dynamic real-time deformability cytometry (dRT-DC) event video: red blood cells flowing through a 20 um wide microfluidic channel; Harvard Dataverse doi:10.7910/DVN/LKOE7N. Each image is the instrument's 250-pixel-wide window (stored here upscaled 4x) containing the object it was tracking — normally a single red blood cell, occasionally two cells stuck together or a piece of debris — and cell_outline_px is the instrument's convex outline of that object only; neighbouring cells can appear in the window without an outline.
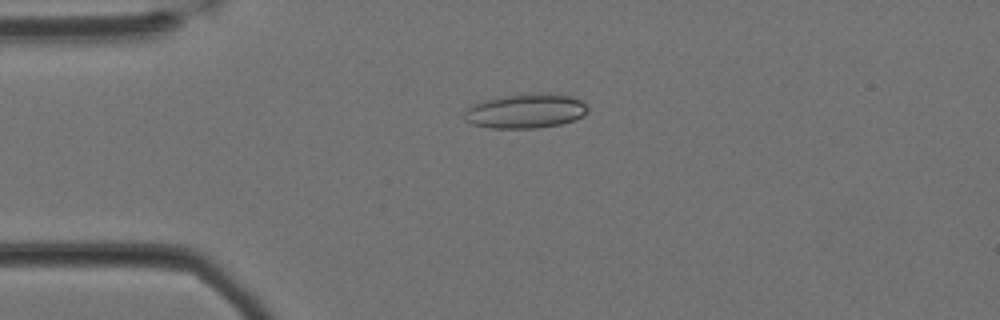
{"species": "Egyptian fruit bat (a non-hibernating species)", "species_latin": "Rousettus aegyptiacus", "temperature_condition": "cold", "stored_images_in_passage": 59, "camera_frame_rate_fps": 3000, "um_per_image_px": 0.085, "animal": {"sex": "female"}, "frame": {"image": 1, "passage_image": 14, "time_ms": 4.333, "image_size_px": [1000, 320], "cell_outline_px": [[588, 112], [584, 116], [560, 124], [536, 128], [492, 128], [472, 124], [464, 120], [464, 112], [468, 108], [484, 100], [504, 96], [568, 96], [580, 100], [588, 108]], "centroid_in_image_um": [44.64, 9.49], "position_along_channel_um": 40.4, "area_um2": 23.64}}
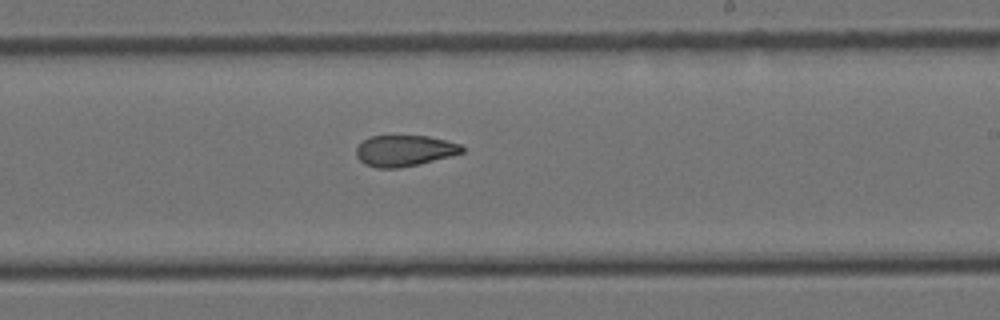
{"frame": {"image": 2, "passage_image": 35, "time_ms": 11.333, "image_size_px": [1000, 320], "cell_outline_px": [[464, 152], [420, 164], [400, 168], [376, 168], [364, 164], [356, 156], [356, 148], [364, 140], [372, 136], [428, 136], [460, 144], [464, 148]], "centroid_in_image_um": [34.36, 12.82], "position_along_channel_um": 254.6, "area_um2": 19.07}}
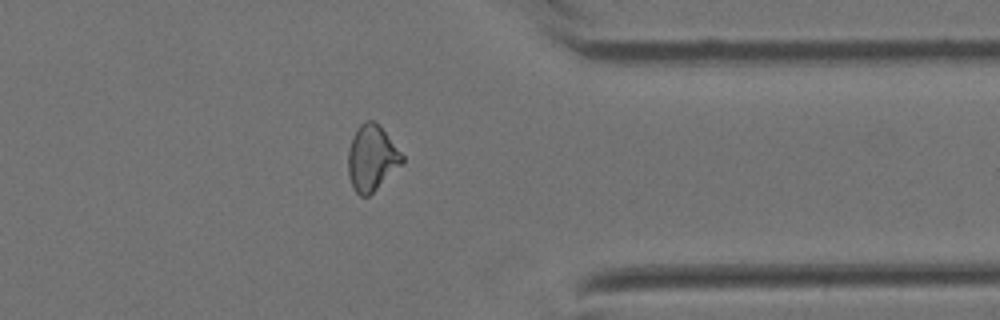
{"frame": {"image": 3, "passage_image": 47, "time_ms": 15.333, "image_size_px": [1000, 320], "cell_outline_px": [[404, 160], [368, 196], [360, 196], [352, 188], [348, 172], [348, 152], [352, 136], [360, 124], [368, 120], [372, 120], [380, 124], [404, 156]], "centroid_in_image_um": [31.57, 13.39], "position_along_channel_um": 379.8, "area_um2": 20.4}, "authors_computed_cell_mechanics": {"area_um2": 20.9236, "velocity_mm_per_s": 3.3909, "shape_relaxation_time_tau1_ms": null, "shape_relaxation_time_tau2_ms": 4.2798, "deformation_change_tau1": null, "deformation_change_tau2": 0.0942}}